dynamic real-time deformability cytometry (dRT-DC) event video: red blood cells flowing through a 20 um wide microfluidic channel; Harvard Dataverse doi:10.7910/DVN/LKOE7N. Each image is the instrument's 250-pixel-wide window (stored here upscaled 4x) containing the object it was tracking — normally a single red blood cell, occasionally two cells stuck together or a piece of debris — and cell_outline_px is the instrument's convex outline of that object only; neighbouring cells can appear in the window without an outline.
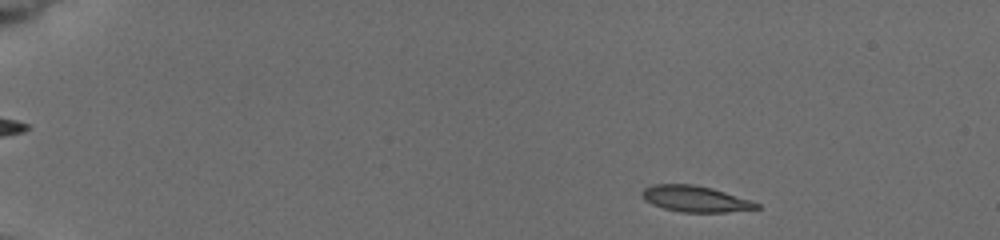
{"species": "common noctule bat (a hibernating species)", "species_latin": "Nyctalus noctula", "temperature_condition": "cold", "stored_images_in_passage": 56, "camera_frame_rate_fps": 3000, "um_per_image_px": 0.085, "animal": {"sex": "female", "body_mass_g": 19.5, "forearm_length_mm": 54.1}, "frame": {"image": 1, "passage_image": 8, "time_ms": 1.667, "image_size_px": [1000, 240], "cell_outline_px": [[760, 208], [728, 212], [680, 212], [664, 208], [652, 204], [644, 200], [640, 192], [644, 188], [656, 184], [692, 184], [712, 188], [752, 200], [760, 204]], "centroid_in_image_um": [59.1, 16.9], "position_along_channel_um": 25.9, "area_um2": 17.46}}
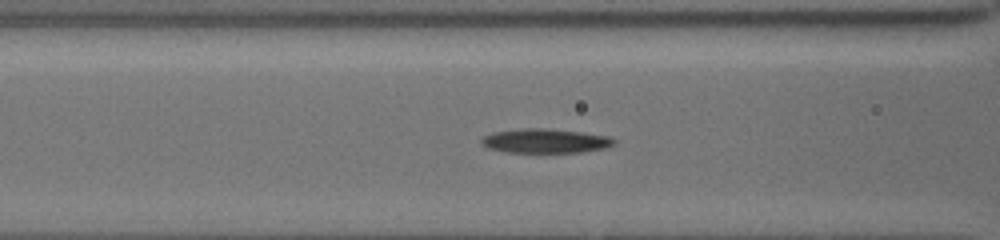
{"frame": {"image": 2, "passage_image": 39, "time_ms": 7.0, "image_size_px": [1000, 240], "cell_outline_px": [[616, 144], [604, 148], [580, 152], [504, 152], [488, 148], [480, 144], [480, 140], [484, 136], [492, 132], [524, 128], [548, 128], [580, 132], [608, 136], [616, 140]], "centroid_in_image_um": [46.32, 11.97], "position_along_channel_um": 120.3, "area_um2": 18.79}}
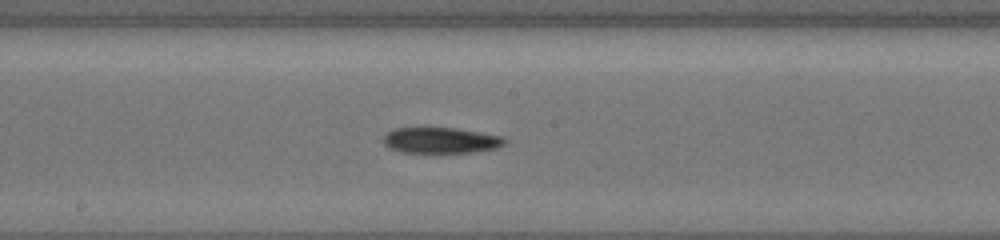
{"frame": {"image": 3, "passage_image": 54, "time_ms": 9.333, "image_size_px": [1000, 240], "cell_outline_px": [[508, 140], [504, 144], [496, 148], [472, 152], [400, 152], [388, 148], [380, 140], [392, 128], [424, 124], [456, 128], [504, 136]], "centroid_in_image_um": [37.38, 11.87], "position_along_channel_um": 210.8, "area_um2": 19.31}}